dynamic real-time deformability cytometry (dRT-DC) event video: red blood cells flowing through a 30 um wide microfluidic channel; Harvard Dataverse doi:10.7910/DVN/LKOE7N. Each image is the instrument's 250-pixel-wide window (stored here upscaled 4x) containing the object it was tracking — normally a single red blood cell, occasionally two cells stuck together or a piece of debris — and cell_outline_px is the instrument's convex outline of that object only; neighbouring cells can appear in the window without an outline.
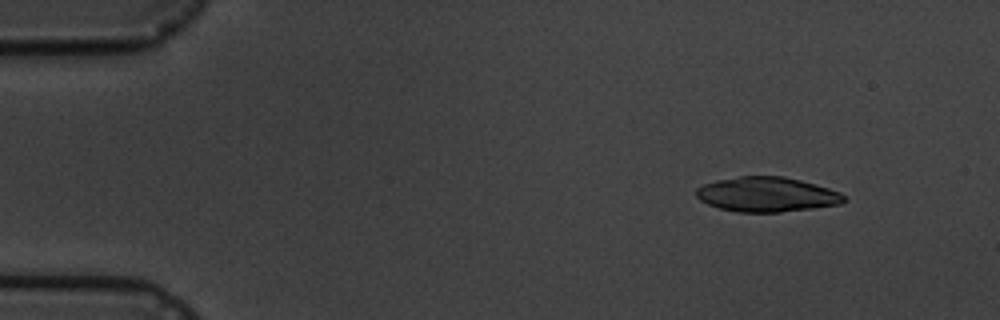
{"species": "common noctule bat (a hibernating species)", "species_latin": "Nyctalus noctula", "temperature_condition": "cold", "stored_images_in_passage": 5, "camera_frame_rate_fps": 3000, "um_per_image_px": 0.085, "animal": {"sex": "male", "body_mass_g": 19.5, "forearm_length_mm": 54.6}, "frame": {"image": 1, "passage_image": 2, "time_ms": 1.0, "image_size_px": [1000, 320], "cell_outline_px": [[848, 200], [840, 204], [812, 208], [780, 212], [736, 212], [720, 208], [708, 204], [700, 200], [696, 196], [696, 188], [704, 184], [716, 180], [740, 176], [784, 176], [816, 184], [840, 192]], "centroid_in_image_um": [65.18, 16.52], "position_along_channel_um": 19.8, "area_um2": 29.94}}